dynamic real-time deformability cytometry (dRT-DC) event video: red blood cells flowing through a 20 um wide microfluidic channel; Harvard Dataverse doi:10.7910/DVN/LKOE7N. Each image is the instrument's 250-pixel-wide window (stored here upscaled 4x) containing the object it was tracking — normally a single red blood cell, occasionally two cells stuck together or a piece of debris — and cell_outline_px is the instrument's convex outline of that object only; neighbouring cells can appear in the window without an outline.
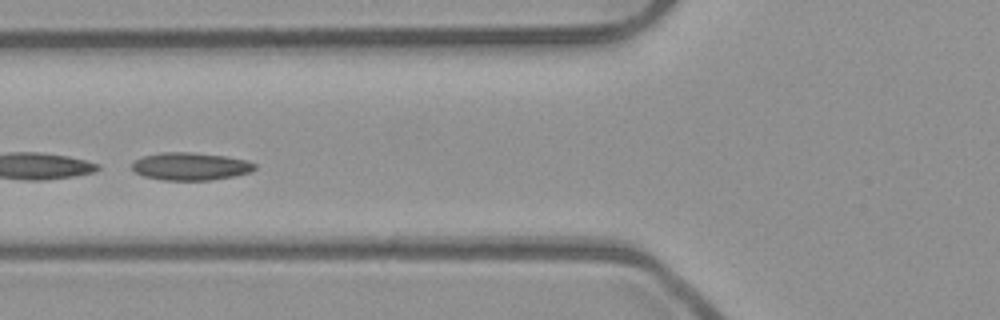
{"species": "common noctule bat (a hibernating species)", "species_latin": "Nyctalus noctula", "temperature_condition": "room temperature", "stored_images_in_passage": 38, "camera_frame_rate_fps": 3000, "um_per_image_px": 0.085, "animal": {"sex": "male", "body_mass_g": 23.1, "forearm_length_mm": 52.7}, "frame": {"image": 1, "passage_image": 6, "time_ms": 1.667, "image_size_px": [1000, 320], "cell_outline_px": [[256, 168], [252, 172], [236, 176], [208, 180], [164, 180], [144, 176], [136, 172], [132, 168], [132, 160], [144, 156], [160, 152], [192, 152], [224, 156], [248, 160], [256, 164]], "centroid_in_image_um": [16.21, 14.13], "position_along_channel_um": 109.6, "area_um2": 19.94}}